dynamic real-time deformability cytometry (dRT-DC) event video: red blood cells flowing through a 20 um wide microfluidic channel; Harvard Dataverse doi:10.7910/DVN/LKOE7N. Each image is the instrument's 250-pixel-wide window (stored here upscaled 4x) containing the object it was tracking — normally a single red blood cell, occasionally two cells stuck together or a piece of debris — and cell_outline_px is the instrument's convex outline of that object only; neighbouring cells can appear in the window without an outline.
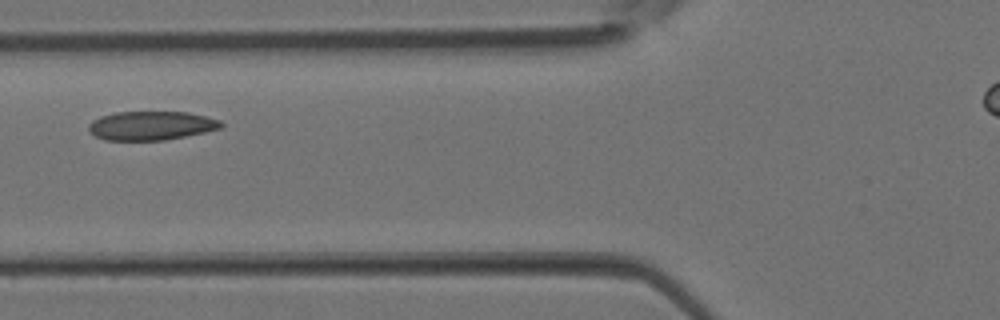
{"species": "Egyptian fruit bat (a non-hibernating species)", "species_latin": "Rousettus aegyptiacus", "temperature_condition": "room temperature", "stored_images_in_passage": 3, "camera_frame_rate_fps": 3000, "um_per_image_px": 0.085, "animal": {"sex": "female"}, "frame": {"image": 1, "passage_image": 3, "time_ms": 0.667, "image_size_px": [1000, 320], "cell_outline_px": [[224, 124], [220, 128], [204, 132], [164, 140], [104, 140], [96, 136], [88, 128], [88, 124], [92, 120], [100, 116], [116, 112], [188, 112], [220, 120]], "centroid_in_image_um": [12.83, 10.67], "position_along_channel_um": 113.0, "area_um2": 22.14}}